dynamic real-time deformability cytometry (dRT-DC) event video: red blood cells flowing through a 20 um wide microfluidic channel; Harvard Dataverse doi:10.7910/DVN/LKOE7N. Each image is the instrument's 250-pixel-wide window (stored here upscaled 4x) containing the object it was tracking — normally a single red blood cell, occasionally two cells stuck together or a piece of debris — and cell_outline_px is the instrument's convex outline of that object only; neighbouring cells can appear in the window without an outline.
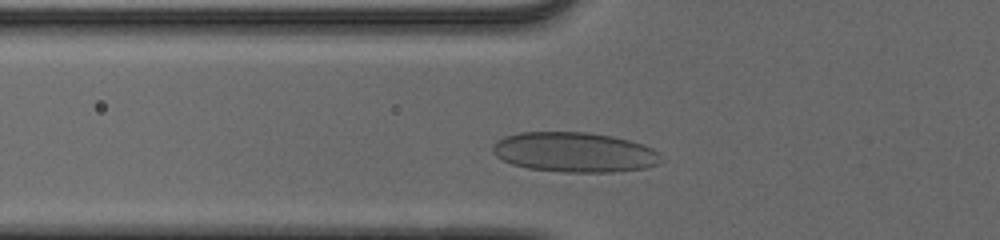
{"species": "human", "species_latin": "Homo sapiens", "temperature_condition": "cold", "stored_images_in_passage": 33, "camera_frame_rate_fps": 3000, "um_per_image_px": 0.085, "donor": {"sex": "male"}, "frame": {"image": 1, "passage_image": 7, "time_ms": 2.0, "image_size_px": [1000, 240], "cell_outline_px": [[664, 160], [660, 164], [644, 168], [612, 172], [564, 172], [528, 168], [512, 164], [496, 156], [492, 152], [492, 144], [496, 140], [504, 136], [520, 132], [588, 132], [612, 136], [628, 140], [652, 148], [660, 152]], "centroid_in_image_um": [48.84, 12.94], "position_along_channel_um": 77.0, "area_um2": 39.42}}
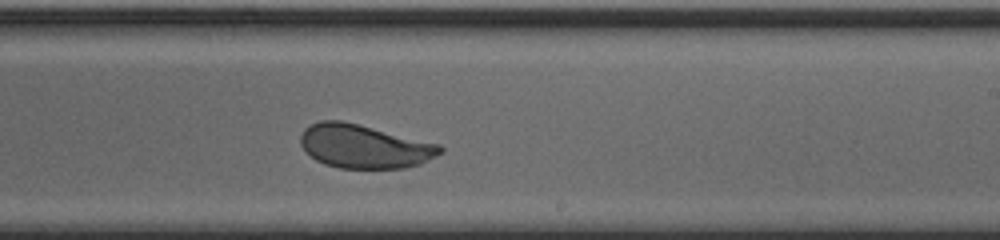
{"frame": {"image": 2, "passage_image": 21, "time_ms": 6.667, "image_size_px": [1000, 240], "cell_outline_px": [[444, 152], [420, 164], [404, 168], [340, 168], [324, 164], [316, 160], [300, 144], [300, 136], [304, 128], [308, 124], [320, 120], [340, 120], [440, 144], [444, 148]], "centroid_in_image_um": [30.96, 12.44], "position_along_channel_um": 258.0, "area_um2": 35.43}}
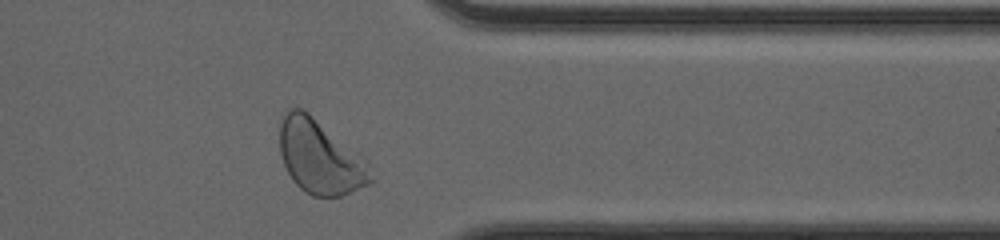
{"frame": {"image": 3, "passage_image": 31, "time_ms": 10.0, "image_size_px": [1000, 240], "cell_outline_px": [[376, 180], [372, 184], [340, 196], [312, 196], [304, 192], [292, 180], [284, 164], [280, 152], [280, 124], [284, 108], [300, 108], [308, 112], [360, 152], [368, 160]], "centroid_in_image_um": [27.26, 13.34], "position_along_channel_um": 384.1, "area_um2": 40.06}, "authors_computed_cell_mechanics": {"area_um2": 36.3562, "velocity_mm_per_s": 3.905, "shape_relaxation_time_tau1_ms": 3.9816, "shape_relaxation_time_tau2_ms": null, "deformation_change_tau1": 0.1088, "deformation_change_tau2": null}}